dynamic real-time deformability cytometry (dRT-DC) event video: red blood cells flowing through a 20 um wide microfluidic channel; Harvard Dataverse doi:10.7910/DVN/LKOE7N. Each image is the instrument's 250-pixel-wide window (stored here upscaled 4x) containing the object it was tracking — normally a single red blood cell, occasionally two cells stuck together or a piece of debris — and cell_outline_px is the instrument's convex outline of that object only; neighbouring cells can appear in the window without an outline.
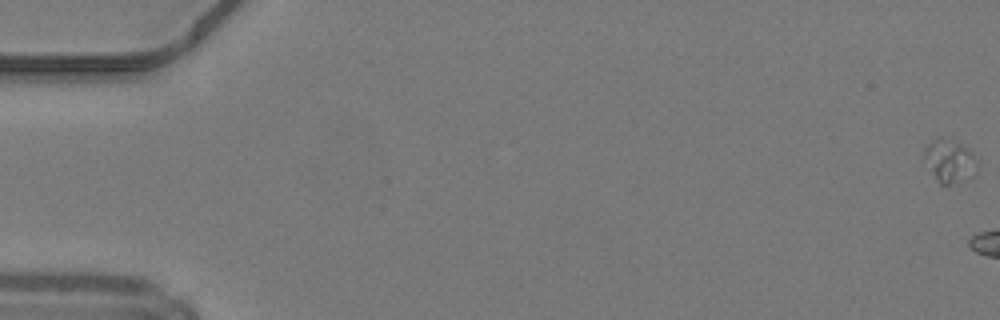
{"species": "common noctule bat (a hibernating species)", "species_latin": "Nyctalus noctula", "temperature_condition": "warm", "stored_images_in_passage": 7, "camera_frame_rate_fps": 3000, "um_per_image_px": 0.085, "animal": {"sex": "male", "body_mass_g": 19.2, "forearm_length_mm": 51.8}, "frame": {"image": 1, "passage_image": 1, "time_ms": 0.0, "image_size_px": [1000, 320], "cell_outline_px": [[976, 172], [972, 176], [964, 180], [948, 184], [940, 184], [936, 180], [924, 156], [924, 152], [928, 144], [932, 140], [940, 136], [960, 144], [968, 148], [972, 152], [976, 160]], "centroid_in_image_um": [80.73, 13.67], "position_along_channel_um": 4.3, "area_um2": 12.95}}